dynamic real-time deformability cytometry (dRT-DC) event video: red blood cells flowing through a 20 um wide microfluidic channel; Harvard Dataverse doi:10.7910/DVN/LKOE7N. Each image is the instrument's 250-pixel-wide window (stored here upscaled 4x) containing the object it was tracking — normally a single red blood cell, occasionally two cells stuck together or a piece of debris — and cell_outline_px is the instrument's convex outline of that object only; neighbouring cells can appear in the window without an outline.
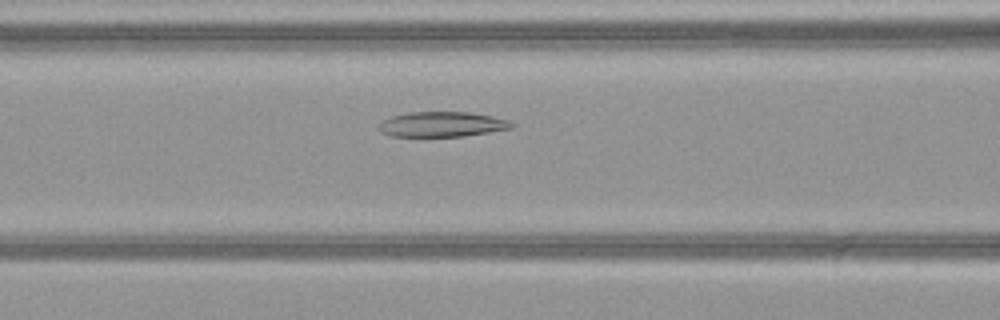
{"species": "common noctule bat (a hibernating species)", "species_latin": "Nyctalus noctula", "temperature_condition": "warm", "stored_images_in_passage": 49, "camera_frame_rate_fps": 3000, "um_per_image_px": 0.085, "animal": {"sex": "female", "body_mass_g": 21.9}, "frame": {"image": 1, "passage_image": 20, "time_ms": 6.333, "image_size_px": [1000, 320], "cell_outline_px": [[512, 128], [464, 136], [392, 136], [380, 132], [376, 128], [376, 124], [380, 120], [392, 116], [408, 112], [472, 112], [492, 116], [508, 120], [512, 124]], "centroid_in_image_um": [37.48, 10.56], "position_along_channel_um": 129.1, "area_um2": 19.54}}
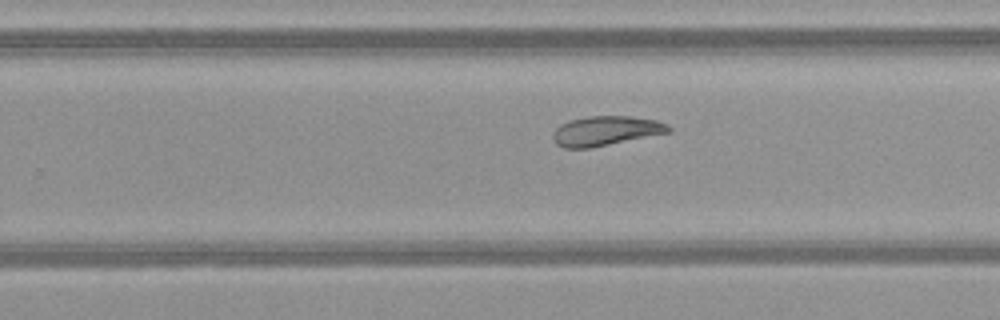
{"frame": {"image": 2, "passage_image": 31, "time_ms": 10.0, "image_size_px": [1000, 320], "cell_outline_px": [[672, 132], [588, 148], [564, 148], [556, 144], [552, 140], [552, 132], [560, 124], [568, 120], [588, 116], [628, 116], [656, 120], [668, 124], [672, 128]], "centroid_in_image_um": [51.47, 11.12], "position_along_channel_um": 278.3, "area_um2": 20.06}}
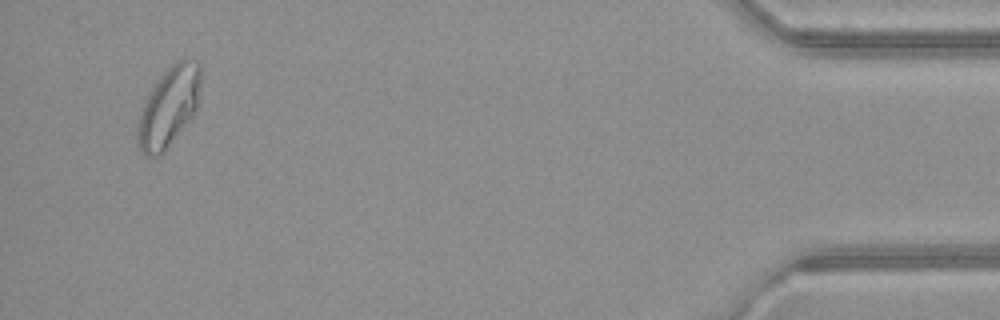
{"frame": {"image": 3, "passage_image": 47, "time_ms": 15.333, "image_size_px": [1000, 320], "cell_outline_px": [[200, 84], [196, 108], [164, 152], [156, 156], [144, 156], [136, 148], [136, 120], [144, 100], [160, 76], [176, 60], [188, 56], [192, 56], [200, 64]], "centroid_in_image_um": [14.28, 9.06], "position_along_channel_um": 420.9, "area_um2": 29.54}, "authors_computed_cell_mechanics": {"area_um2": 25.4898, "velocity_mm_per_s": 4.0748, "shape_relaxation_time_tau1_ms": null, "shape_relaxation_time_tau2_ms": 4.1183, "deformation_change_tau1": null, "deformation_change_tau2": 0.0951}}